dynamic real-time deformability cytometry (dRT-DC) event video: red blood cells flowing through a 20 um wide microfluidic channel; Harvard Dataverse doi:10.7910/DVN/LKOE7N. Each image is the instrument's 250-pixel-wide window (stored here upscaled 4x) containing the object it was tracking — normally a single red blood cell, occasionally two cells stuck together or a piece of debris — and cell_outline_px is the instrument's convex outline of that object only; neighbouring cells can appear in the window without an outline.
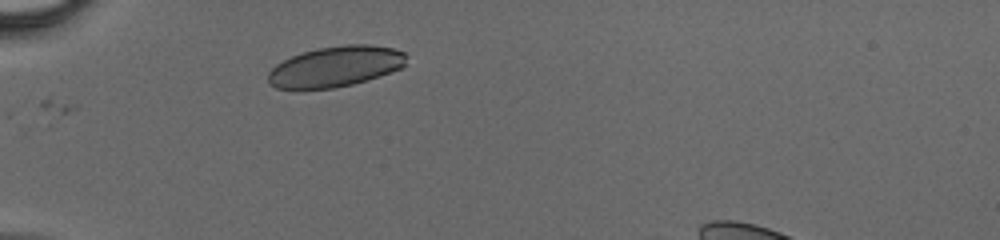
{"species": "human", "species_latin": "Homo sapiens", "temperature_condition": "cold", "stored_images_in_passage": 30, "camera_frame_rate_fps": 3000, "um_per_image_px": 0.085, "donor": {"sex": "male"}, "frame": {"image": 1, "passage_image": 1, "time_ms": 0.0, "image_size_px": [1000, 240], "cell_outline_px": [[408, 56], [404, 64], [400, 68], [392, 72], [352, 84], [332, 88], [276, 88], [268, 84], [268, 72], [276, 64], [292, 56], [316, 48], [344, 44], [372, 44], [392, 48], [404, 52]], "centroid_in_image_um": [28.53, 5.64], "position_along_channel_um": 56.5, "area_um2": 32.6}}
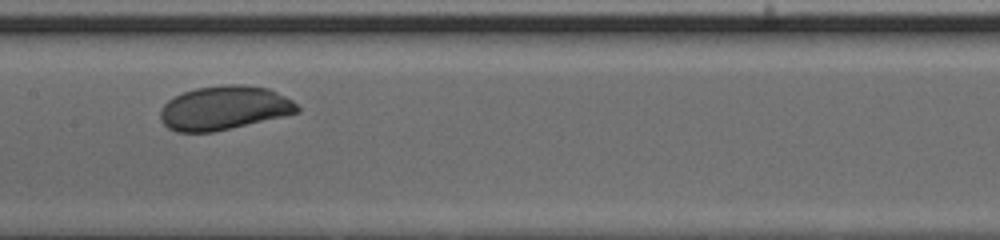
{"frame": {"image": 2, "passage_image": 11, "time_ms": 3.333, "image_size_px": [1000, 240], "cell_outline_px": [[300, 112], [284, 116], [212, 132], [176, 132], [168, 128], [160, 120], [160, 108], [168, 100], [184, 92], [196, 88], [224, 84], [244, 84], [268, 88], [292, 100], [300, 108]], "centroid_in_image_um": [19.04, 9.17], "position_along_channel_um": 188.4, "area_um2": 35.03}}
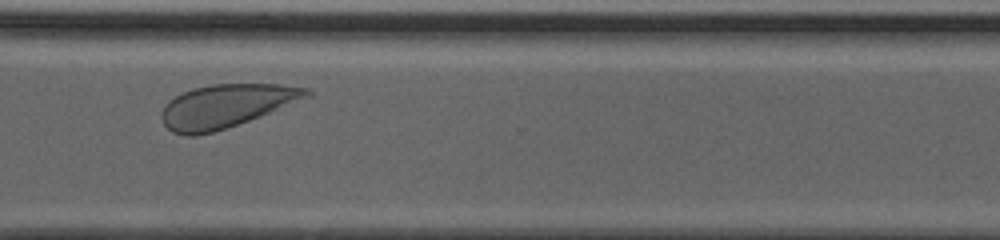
{"frame": {"image": 3, "passage_image": 22, "time_ms": 7.0, "image_size_px": [1000, 240], "cell_outline_px": [[312, 96], [260, 116], [212, 132], [196, 136], [184, 136], [172, 132], [164, 124], [160, 116], [164, 104], [168, 100], [192, 88], [212, 84], [280, 84], [308, 88], [312, 92]], "centroid_in_image_um": [19.2, 9.0], "position_along_channel_um": 351.4, "area_um2": 36.47}}